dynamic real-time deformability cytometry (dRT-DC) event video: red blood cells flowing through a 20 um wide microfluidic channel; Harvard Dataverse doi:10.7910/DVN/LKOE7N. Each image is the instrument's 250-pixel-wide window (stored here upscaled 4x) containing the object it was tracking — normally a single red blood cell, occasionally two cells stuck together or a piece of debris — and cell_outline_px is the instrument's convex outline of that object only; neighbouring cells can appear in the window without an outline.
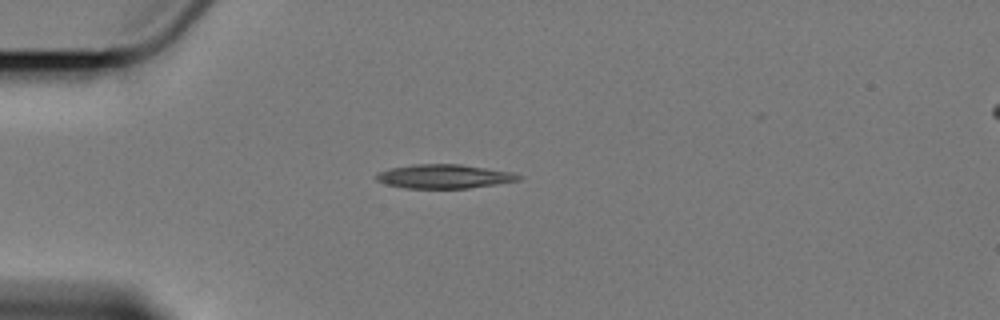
{"species": "Egyptian fruit bat (a non-hibernating species)", "species_latin": "Rousettus aegyptiacus", "temperature_condition": "cold", "stored_images_in_passage": 4, "camera_frame_rate_fps": 3000, "um_per_image_px": 0.085, "animal": {"sex": "female"}, "frame": {"image": 1, "passage_image": 1, "time_ms": 0.0, "image_size_px": [1000, 320], "cell_outline_px": [[524, 176], [520, 180], [468, 188], [404, 188], [388, 184], [376, 180], [372, 176], [376, 172], [392, 168], [412, 164], [460, 164], [512, 172]], "centroid_in_image_um": [37.72, 14.99], "position_along_channel_um": 47.3, "area_um2": 19.88}}
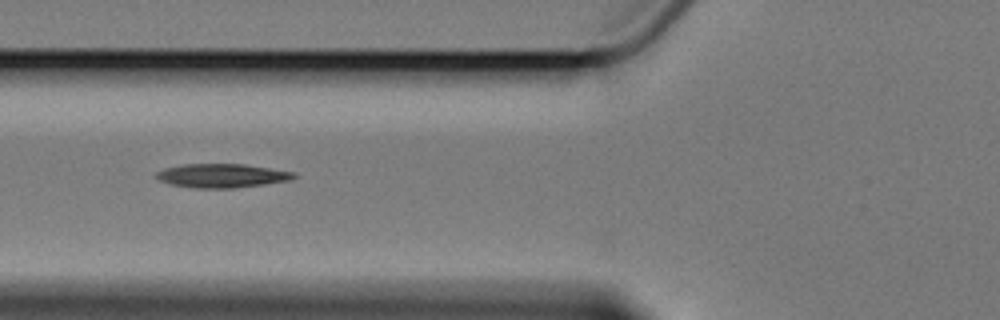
{"frame": {"image": 2, "passage_image": 3, "time_ms": 2.333, "image_size_px": [1000, 320], "cell_outline_px": [[296, 176], [288, 180], [264, 184], [232, 188], [196, 188], [168, 184], [152, 176], [156, 172], [164, 168], [180, 164], [244, 164], [292, 172]], "centroid_in_image_um": [18.74, 14.93], "position_along_channel_um": 107.1, "area_um2": 19.02}}
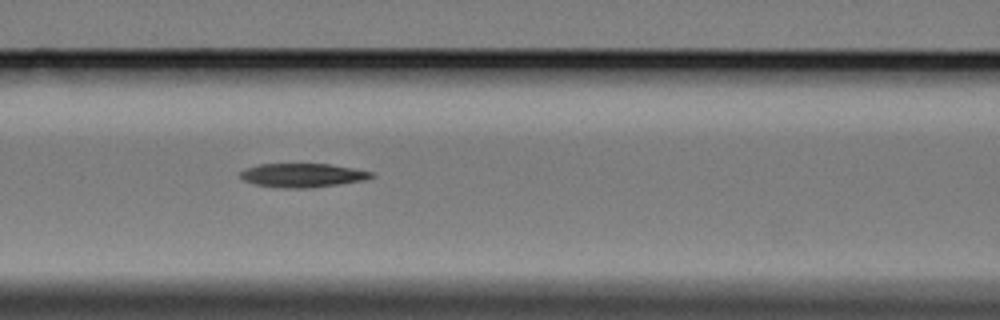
{"frame": {"image": 3, "passage_image": 4, "time_ms": 3.333, "image_size_px": [1000, 320], "cell_outline_px": [[376, 176], [364, 180], [308, 188], [284, 188], [256, 184], [244, 180], [240, 176], [240, 172], [244, 168], [260, 164], [328, 164], [352, 168], [372, 172]], "centroid_in_image_um": [25.7, 14.89], "position_along_channel_um": 140.9, "area_um2": 17.98}}